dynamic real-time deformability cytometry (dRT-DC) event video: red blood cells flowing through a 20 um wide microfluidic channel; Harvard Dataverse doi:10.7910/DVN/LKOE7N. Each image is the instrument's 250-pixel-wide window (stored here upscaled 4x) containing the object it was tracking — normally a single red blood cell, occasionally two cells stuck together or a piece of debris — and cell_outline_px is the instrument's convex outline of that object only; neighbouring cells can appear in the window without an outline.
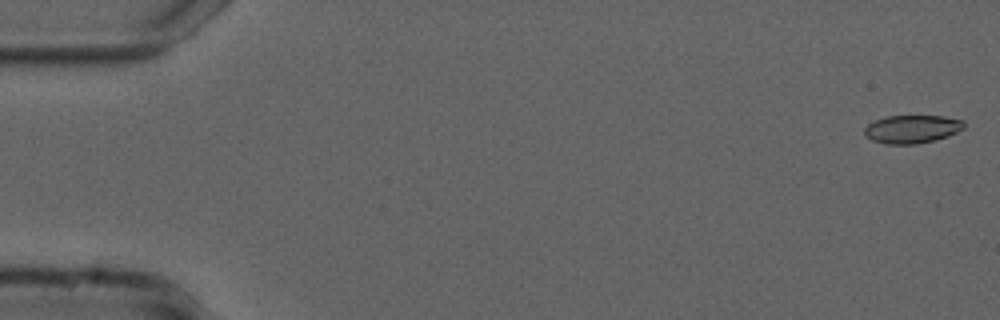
{"species": "common noctule bat (a hibernating species)", "species_latin": "Nyctalus noctula", "temperature_condition": "cold", "stored_images_in_passage": 54, "camera_frame_rate_fps": 3000, "um_per_image_px": 0.085, "animal": {"sex": "male", "forearm_length_mm": 52.5}, "frame": {"image": 1, "passage_image": 1, "time_ms": 0.0, "image_size_px": [1000, 320], "cell_outline_px": [[964, 128], [948, 136], [936, 140], [916, 144], [884, 144], [872, 140], [864, 136], [864, 128], [868, 124], [884, 116], [944, 116], [964, 120]], "centroid_in_image_um": [77.5, 10.97], "position_along_channel_um": 7.5, "area_um2": 16.47}}
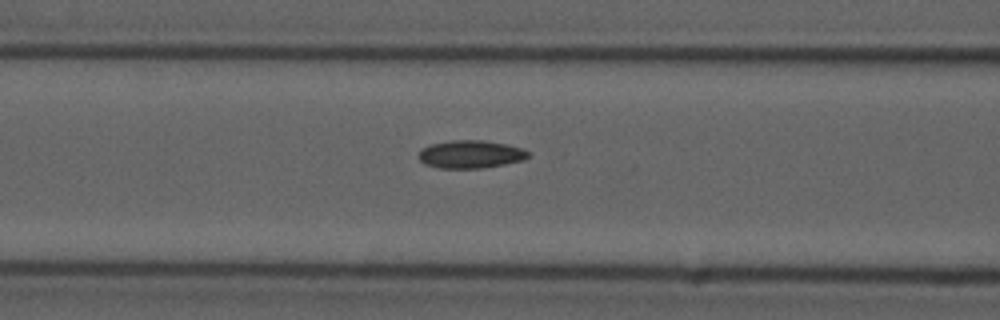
{"frame": {"image": 2, "passage_image": 22, "time_ms": 7.0, "image_size_px": [1000, 320], "cell_outline_px": [[532, 156], [524, 160], [484, 168], [440, 168], [424, 164], [420, 160], [420, 148], [432, 144], [452, 140], [480, 140], [508, 144], [520, 148], [528, 152]], "centroid_in_image_um": [40.02, 13.11], "position_along_channel_um": 126.6, "area_um2": 17.8}}
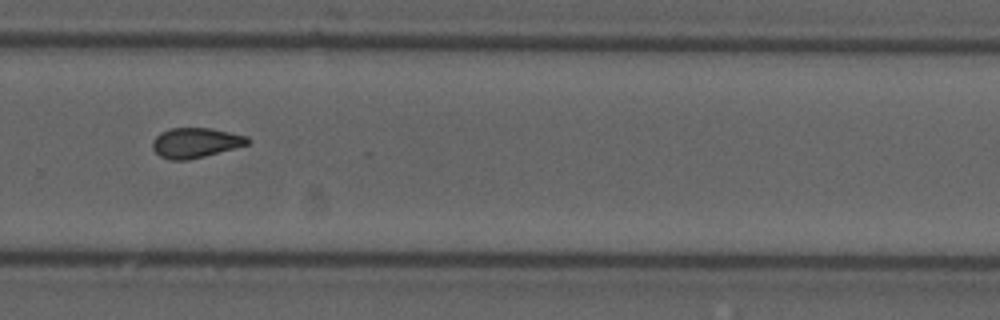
{"frame": {"image": 3, "passage_image": 37, "time_ms": 12.0, "image_size_px": [1000, 320], "cell_outline_px": [[252, 140], [248, 144], [204, 156], [188, 160], [168, 160], [160, 156], [152, 148], [152, 140], [160, 132], [172, 128], [212, 128], [248, 136]], "centroid_in_image_um": [16.61, 12.13], "position_along_channel_um": 313.2, "area_um2": 16.65}, "authors_computed_cell_mechanics": {"area_um2": 16.8776, "velocity_mm_per_s": 3.7421, "shape_relaxation_time_tau1_ms": null, "shape_relaxation_time_tau2_ms": 3.111, "deformation_change_tau1": null, "deformation_change_tau2": 0.0883}}